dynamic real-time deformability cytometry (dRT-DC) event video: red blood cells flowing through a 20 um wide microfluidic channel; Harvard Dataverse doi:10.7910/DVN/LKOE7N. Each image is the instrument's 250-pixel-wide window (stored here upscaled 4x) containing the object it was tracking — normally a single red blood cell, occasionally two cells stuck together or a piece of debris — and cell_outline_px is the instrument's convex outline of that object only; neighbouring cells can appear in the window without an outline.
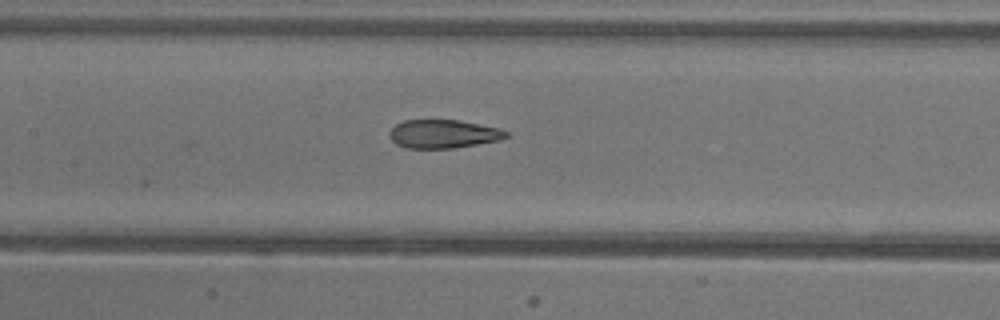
{"species": "common noctule bat (a hibernating species)", "species_latin": "Nyctalus noctula", "temperature_condition": "warm", "stored_images_in_passage": 10, "camera_frame_rate_fps": 3000, "um_per_image_px": 0.085, "animal": {"sex": "female"}, "frame": {"image": 1, "passage_image": 10, "time_ms": 3.0, "image_size_px": [1000, 320], "cell_outline_px": [[508, 136], [500, 140], [452, 148], [408, 148], [396, 144], [392, 140], [388, 132], [396, 124], [404, 120], [460, 120], [500, 128], [508, 132]], "centroid_in_image_um": [37.68, 11.37], "position_along_channel_um": 169.7, "area_um2": 19.31}}